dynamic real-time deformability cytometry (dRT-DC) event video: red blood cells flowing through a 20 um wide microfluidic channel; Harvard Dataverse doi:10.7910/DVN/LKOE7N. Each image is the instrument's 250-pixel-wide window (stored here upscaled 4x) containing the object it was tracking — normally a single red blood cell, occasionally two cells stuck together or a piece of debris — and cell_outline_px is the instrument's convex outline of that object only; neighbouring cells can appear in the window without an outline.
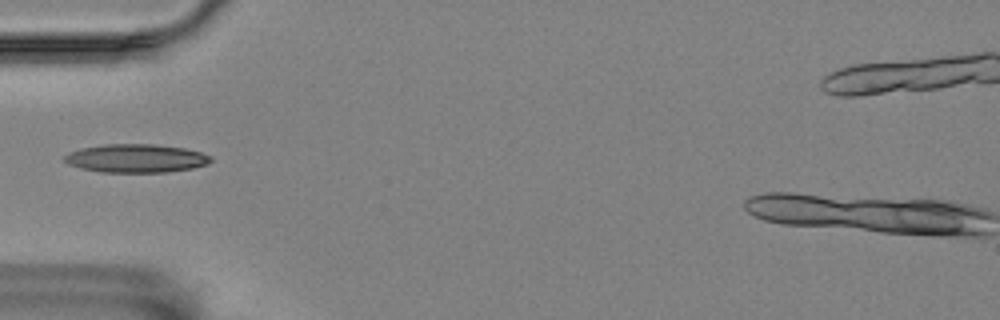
{"species": "Egyptian fruit bat (a non-hibernating species)", "species_latin": "Rousettus aegyptiacus", "temperature_condition": "room temperature", "stored_images_in_passage": 32, "camera_frame_rate_fps": 3000, "um_per_image_px": 0.085, "animal": {"sex": "female"}, "frame": {"image": 1, "passage_image": 1, "time_ms": 0.0, "image_size_px": [1000, 320], "cell_outline_px": [[212, 160], [208, 164], [192, 168], [168, 172], [100, 172], [68, 164], [64, 160], [64, 156], [80, 148], [104, 144], [156, 144], [184, 148], [200, 152], [212, 156]], "centroid_in_image_um": [11.6, 13.45], "position_along_channel_um": 73.4, "area_um2": 24.16}}
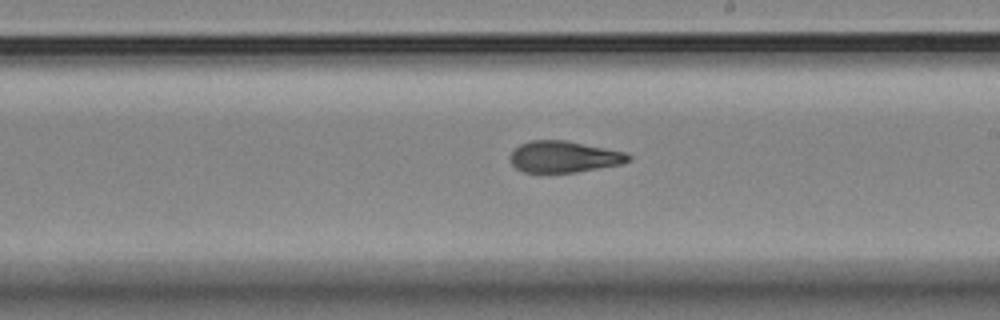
{"frame": {"image": 2, "passage_image": 15, "time_ms": 4.667, "image_size_px": [1000, 320], "cell_outline_px": [[632, 160], [620, 164], [576, 172], [524, 172], [516, 168], [512, 164], [512, 152], [520, 144], [532, 140], [568, 140], [628, 152], [632, 156]], "centroid_in_image_um": [48.01, 13.31], "position_along_channel_um": 241.0, "area_um2": 21.68}}
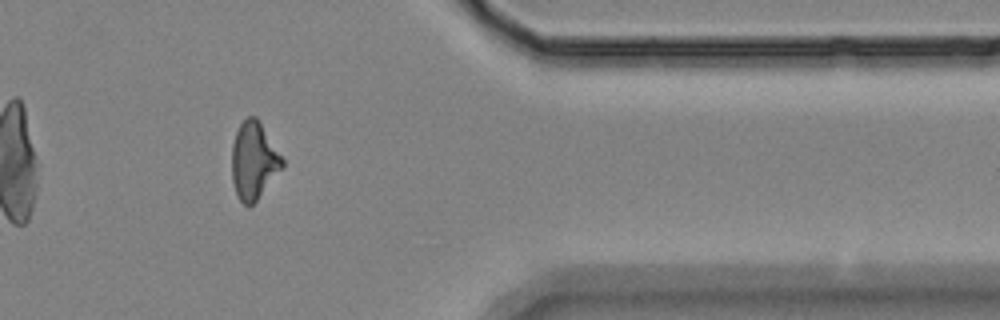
{"frame": {"image": 3, "passage_image": 29, "time_ms": 9.333, "image_size_px": [1000, 320], "cell_outline_px": [[284, 164], [256, 200], [248, 208], [240, 200], [236, 192], [232, 180], [232, 144], [236, 132], [240, 124], [248, 116], [256, 116], [284, 160]], "centroid_in_image_um": [21.54, 13.64], "position_along_channel_um": 389.9, "area_um2": 22.2}}